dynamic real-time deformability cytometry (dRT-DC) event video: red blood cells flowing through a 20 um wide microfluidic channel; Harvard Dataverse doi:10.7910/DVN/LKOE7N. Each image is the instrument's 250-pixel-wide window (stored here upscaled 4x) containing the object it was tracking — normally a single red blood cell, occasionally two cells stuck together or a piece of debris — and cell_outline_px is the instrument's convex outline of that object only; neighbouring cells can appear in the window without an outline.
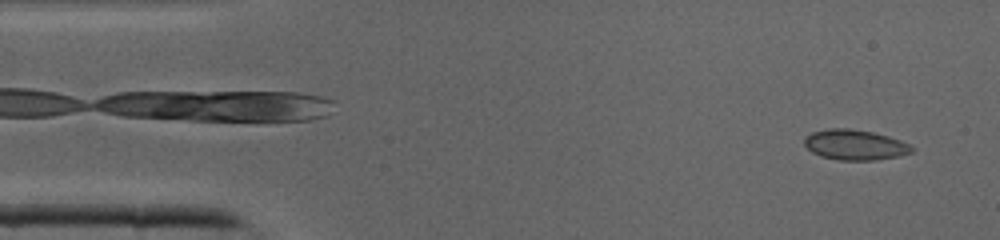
{"species": "common noctule bat (a hibernating species)", "species_latin": "Nyctalus noctula", "temperature_condition": "cold", "stored_images_in_passage": 8, "camera_frame_rate_fps": 3000, "um_per_image_px": 0.085, "animal": {"sex": "male", "body_mass_g": 19.0, "forearm_length_mm": 50.8}, "frame": {"image": 1, "passage_image": 3, "time_ms": 0.667, "image_size_px": [1000, 240], "cell_outline_px": [[916, 148], [912, 152], [900, 156], [876, 160], [836, 160], [820, 156], [812, 152], [804, 144], [804, 136], [812, 132], [828, 128], [848, 128], [872, 132], [888, 136], [900, 140]], "centroid_in_image_um": [72.66, 12.31], "position_along_channel_um": 12.3, "area_um2": 19.13}}